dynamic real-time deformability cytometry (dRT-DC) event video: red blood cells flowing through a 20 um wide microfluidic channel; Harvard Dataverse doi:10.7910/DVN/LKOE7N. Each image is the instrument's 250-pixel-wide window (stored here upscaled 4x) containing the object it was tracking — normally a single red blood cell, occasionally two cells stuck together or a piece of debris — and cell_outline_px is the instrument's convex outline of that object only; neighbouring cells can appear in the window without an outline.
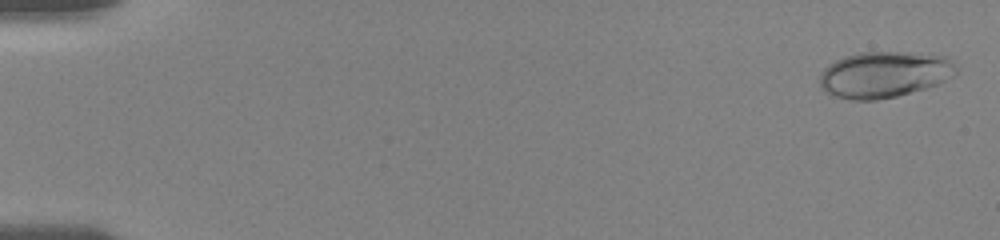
{"species": "human", "species_latin": "Homo sapiens", "temperature_condition": "room temperature", "stored_images_in_passage": 43, "camera_frame_rate_fps": 3000, "um_per_image_px": 0.085, "donor": {"sex": "female"}, "frame": {"image": 1, "passage_image": 2, "time_ms": 0.333, "image_size_px": [1000, 240], "cell_outline_px": [[956, 76], [940, 84], [896, 96], [876, 100], [852, 100], [832, 96], [824, 92], [820, 88], [820, 72], [828, 64], [844, 56], [860, 52], [908, 52], [944, 56], [956, 68]], "centroid_in_image_um": [75.12, 6.34], "position_along_channel_um": 9.9, "area_um2": 36.99}}
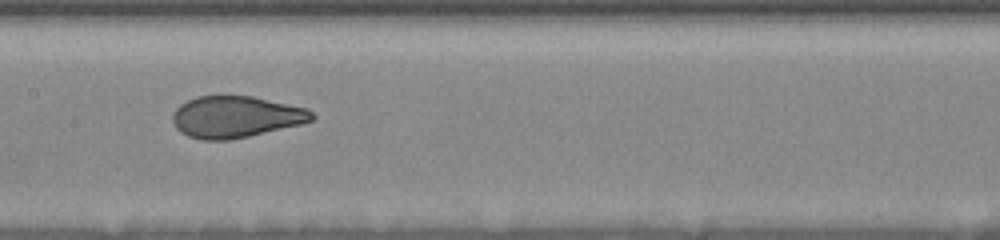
{"frame": {"image": 2, "passage_image": 25, "time_ms": 9.333, "image_size_px": [1000, 240], "cell_outline_px": [[316, 116], [312, 120], [304, 124], [248, 136], [228, 140], [200, 140], [188, 136], [180, 132], [176, 128], [172, 120], [172, 116], [176, 108], [180, 104], [196, 96], [252, 96], [308, 108]], "centroid_in_image_um": [20.05, 9.94], "position_along_channel_um": 187.4, "area_um2": 33.93}}
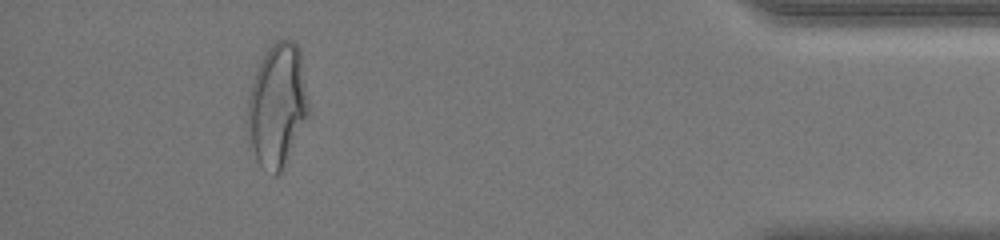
{"frame": {"image": 3, "passage_image": 42, "time_ms": 16.667, "image_size_px": [1000, 240], "cell_outline_px": [[312, 112], [284, 172], [276, 176], [272, 176], [260, 164], [252, 148], [248, 128], [248, 96], [260, 60], [264, 52], [276, 40], [292, 40], [300, 48]], "centroid_in_image_um": [23.65, 9.0], "position_along_channel_um": 411.5, "area_um2": 45.14}, "authors_computed_cell_mechanics": {"area_um2": 34.6222, "velocity_mm_per_s": 3.7057, "shape_relaxation_time_tau1_ms": 6.2438, "shape_relaxation_time_tau2_ms": null, "deformation_change_tau1": 0.2017, "deformation_change_tau2": null}}